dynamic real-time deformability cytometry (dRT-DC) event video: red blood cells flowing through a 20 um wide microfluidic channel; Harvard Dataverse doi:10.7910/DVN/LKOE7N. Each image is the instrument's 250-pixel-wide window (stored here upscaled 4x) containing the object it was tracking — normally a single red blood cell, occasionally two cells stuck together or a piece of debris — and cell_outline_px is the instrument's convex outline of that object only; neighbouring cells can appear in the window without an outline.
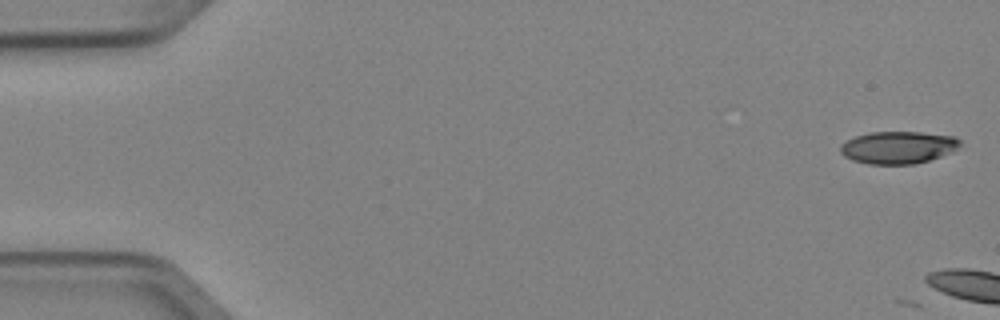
{"species": "Egyptian fruit bat (a non-hibernating species)", "species_latin": "Rousettus aegyptiacus", "temperature_condition": "cold", "stored_images_in_passage": 4, "camera_frame_rate_fps": 3000, "um_per_image_px": 0.085, "animal": {"sex": "female"}, "frame": {"image": 1, "passage_image": 1, "time_ms": 0.0, "image_size_px": [1000, 320], "cell_outline_px": [[960, 144], [956, 148], [940, 156], [916, 164], [868, 164], [852, 160], [844, 156], [840, 152], [840, 144], [856, 136], [868, 132], [920, 132], [956, 136], [960, 140]], "centroid_in_image_um": [76.3, 12.53], "position_along_channel_um": 8.7, "area_um2": 22.48}}